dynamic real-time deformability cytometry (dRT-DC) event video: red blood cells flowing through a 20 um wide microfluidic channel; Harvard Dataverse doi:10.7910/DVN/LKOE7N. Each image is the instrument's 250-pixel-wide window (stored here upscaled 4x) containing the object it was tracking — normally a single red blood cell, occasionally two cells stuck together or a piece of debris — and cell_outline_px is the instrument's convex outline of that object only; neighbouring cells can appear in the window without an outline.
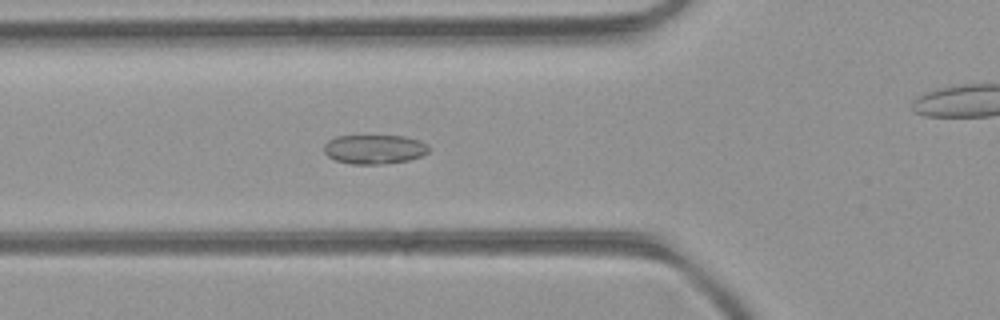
{"species": "common noctule bat (a hibernating species)", "species_latin": "Nyctalus noctula", "temperature_condition": "room temperature", "stored_images_in_passage": 49, "camera_frame_rate_fps": 3000, "um_per_image_px": 0.085, "animal": {"sex": "female", "body_mass_g": 21.9}, "frame": {"image": 1, "passage_image": 17, "time_ms": 5.333, "image_size_px": [1000, 320], "cell_outline_px": [[428, 152], [420, 156], [408, 160], [380, 164], [352, 164], [336, 160], [328, 156], [324, 152], [324, 144], [328, 140], [336, 136], [404, 136], [420, 140], [428, 148]], "centroid_in_image_um": [31.78, 12.68], "position_along_channel_um": 94.0, "area_um2": 17.69}}
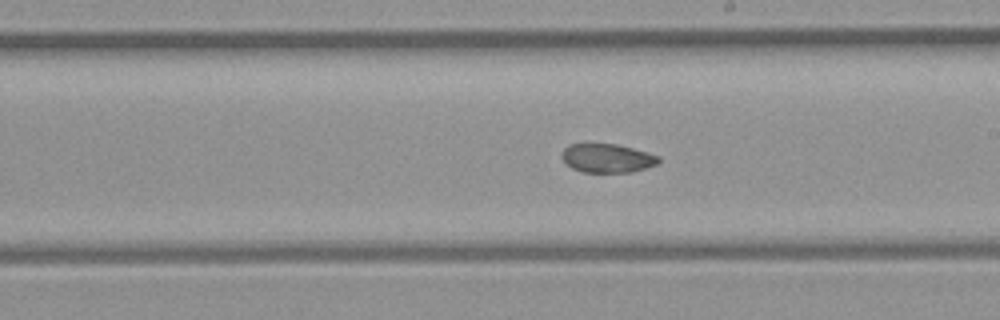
{"frame": {"image": 2, "passage_image": 27, "time_ms": 8.667, "image_size_px": [1000, 320], "cell_outline_px": [[660, 160], [656, 164], [632, 172], [584, 172], [572, 168], [560, 156], [564, 148], [568, 144], [616, 144], [632, 148], [660, 156]], "centroid_in_image_um": [51.6, 13.44], "position_along_channel_um": 237.4, "area_um2": 16.07}}
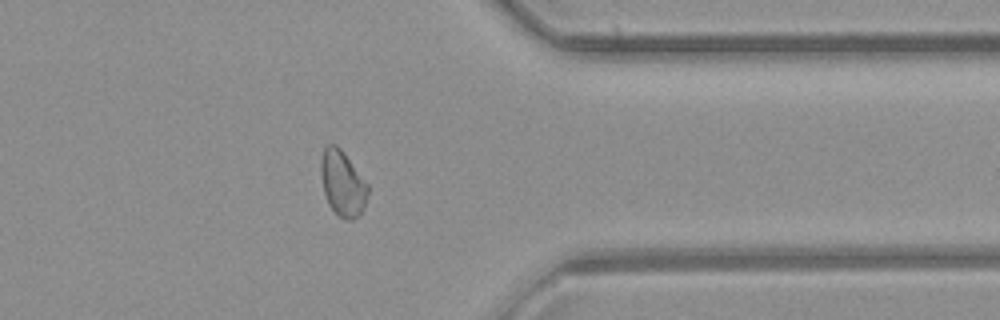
{"frame": {"image": 3, "passage_image": 38, "time_ms": 12.333, "image_size_px": [1000, 320], "cell_outline_px": [[368, 192], [364, 208], [360, 216], [352, 220], [348, 220], [340, 216], [328, 204], [324, 192], [320, 172], [320, 160], [324, 148], [328, 144], [336, 144], [344, 152], [368, 184]], "centroid_in_image_um": [29.12, 15.58], "position_along_channel_um": 382.3, "area_um2": 17.98}, "authors_computed_cell_mechanics": {"area_um2": 17.9758, "velocity_mm_per_s": 4.2826, "shape_relaxation_time_tau1_ms": null, "shape_relaxation_time_tau2_ms": 1.771, "deformation_change_tau1": null, "deformation_change_tau2": 0.0519}}